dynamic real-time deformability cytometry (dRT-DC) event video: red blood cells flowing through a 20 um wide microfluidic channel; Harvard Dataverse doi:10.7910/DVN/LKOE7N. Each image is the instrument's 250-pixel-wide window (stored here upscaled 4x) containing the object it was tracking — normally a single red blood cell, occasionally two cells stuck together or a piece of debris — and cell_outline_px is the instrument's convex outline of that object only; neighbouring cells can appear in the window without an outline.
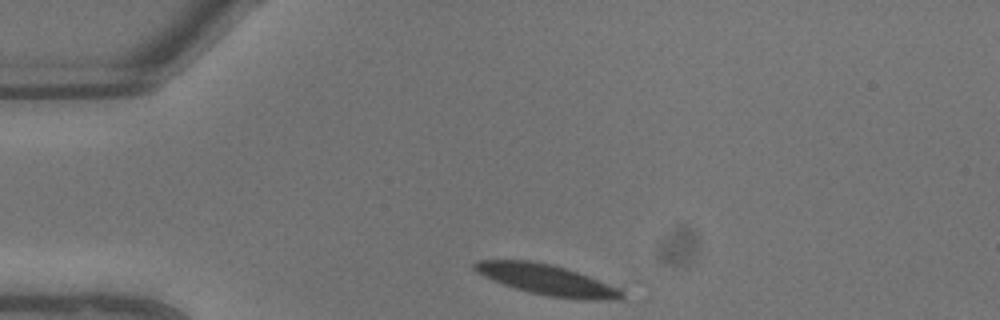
{"species": "common noctule bat (a hibernating species)", "species_latin": "Nyctalus noctula", "temperature_condition": "warm", "stored_images_in_passage": 4, "camera_frame_rate_fps": 3000, "um_per_image_px": 0.085, "animal": {"sex": "male", "body_mass_g": 13.3}, "frame": {"image": 1, "passage_image": 1, "time_ms": 0.0, "image_size_px": [1000, 320], "cell_outline_px": [[624, 300], [584, 300], [548, 296], [528, 292], [492, 280], [476, 272], [472, 268], [472, 264], [476, 260], [528, 260], [552, 264], [588, 276], [620, 288], [624, 292]], "centroid_in_image_um": [46.51, 23.79], "position_along_channel_um": 38.5, "area_um2": 26.3}}
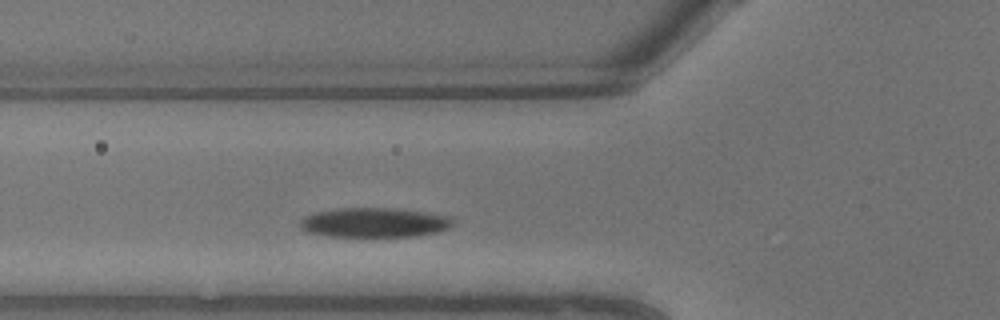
{"frame": {"image": 2, "passage_image": 4, "time_ms": 1.0, "image_size_px": [1000, 320], "cell_outline_px": [[456, 224], [448, 228], [436, 232], [416, 236], [328, 236], [308, 232], [300, 228], [300, 220], [304, 216], [316, 212], [340, 208], [392, 208], [424, 212], [448, 216]], "centroid_in_image_um": [31.8, 18.91], "position_along_channel_um": 94.0, "area_um2": 26.18}}